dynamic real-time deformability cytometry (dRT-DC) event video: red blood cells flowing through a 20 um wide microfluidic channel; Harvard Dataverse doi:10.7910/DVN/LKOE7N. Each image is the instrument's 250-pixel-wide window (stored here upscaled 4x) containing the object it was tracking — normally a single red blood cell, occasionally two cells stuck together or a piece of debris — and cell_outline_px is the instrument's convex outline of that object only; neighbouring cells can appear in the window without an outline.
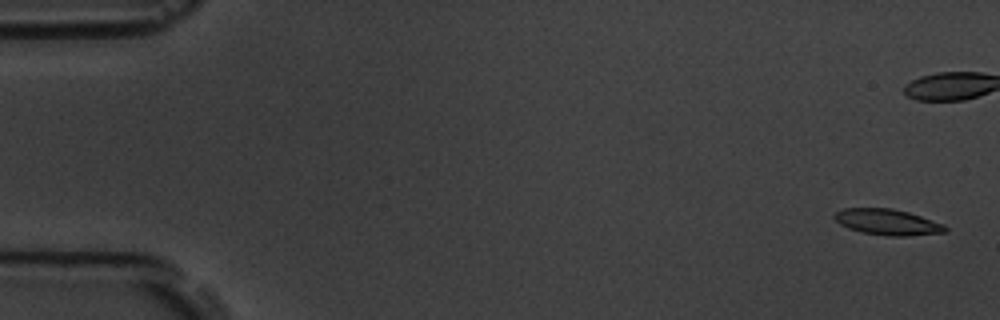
{"species": "common noctule bat (a hibernating species)", "species_latin": "Nyctalus noctula", "temperature_condition": "room temperature", "stored_images_in_passage": 18, "camera_frame_rate_fps": 3000, "um_per_image_px": 0.085, "animal": {"sex": "male", "body_mass_g": 19.5, "forearm_length_mm": 54.6}, "frame": {"image": 1, "passage_image": 1, "time_ms": 0.0, "image_size_px": [1000, 320], "cell_outline_px": [[948, 228], [944, 232], [908, 236], [888, 236], [860, 232], [848, 228], [840, 224], [832, 216], [836, 212], [844, 208], [892, 208], [908, 212], [944, 224]], "centroid_in_image_um": [75.41, 18.87], "position_along_channel_um": 9.6, "area_um2": 16.7}}
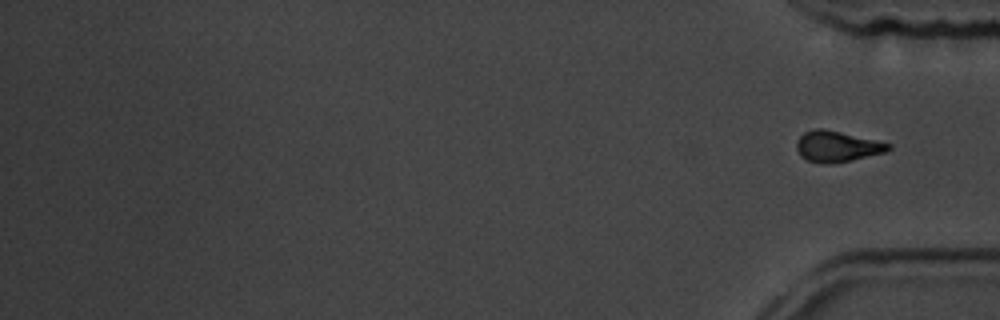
{"frame": {"image": 2, "passage_image": 18, "time_ms": 20.0, "image_size_px": [1000, 320], "cell_outline_px": [[892, 148], [884, 152], [852, 160], [828, 164], [820, 164], [808, 160], [800, 156], [796, 148], [796, 140], [804, 132], [812, 128], [824, 128], [876, 140], [892, 144]], "centroid_in_image_um": [71.11, 12.44], "position_along_channel_um": 364.1, "area_um2": 16.65}, "authors_computed_cell_mechanics": {"area_um2": 17.5712, "velocity_mm_per_s": 3.6198, "shape_relaxation_time_tau1_ms": 5.5507, "shape_relaxation_time_tau2_ms": null, "deformation_change_tau1": 0.1774, "deformation_change_tau2": null}}